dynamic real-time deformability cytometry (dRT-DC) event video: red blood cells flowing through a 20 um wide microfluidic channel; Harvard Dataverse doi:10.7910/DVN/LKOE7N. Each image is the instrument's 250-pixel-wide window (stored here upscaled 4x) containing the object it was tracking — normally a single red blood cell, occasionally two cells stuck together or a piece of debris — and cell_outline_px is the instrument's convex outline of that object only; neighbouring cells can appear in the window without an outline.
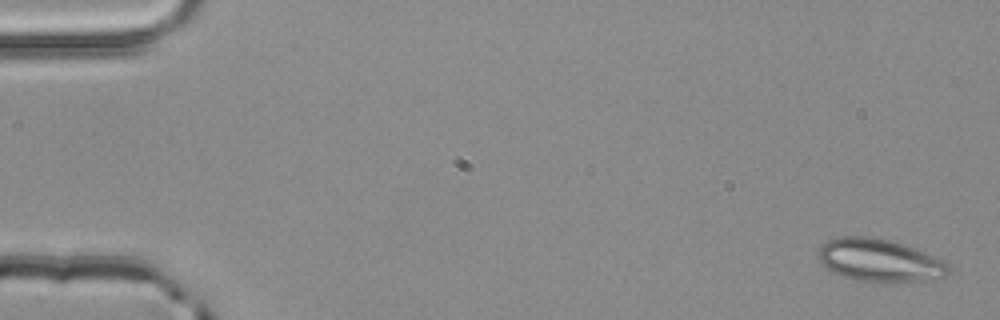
{"species": "common noctule bat (a hibernating species)", "species_latin": "Nyctalus noctula", "temperature_condition": "room temperature", "stored_images_in_passage": 4, "camera_frame_rate_fps": 3000, "um_per_image_px": 0.085, "animal": {"sex": "male", "body_mass_g": 20.4}, "frame": {"image": 1, "passage_image": 1, "time_ms": 0.0, "image_size_px": [1000, 320], "cell_outline_px": [[948, 272], [944, 276], [924, 284], [852, 280], [840, 276], [828, 268], [820, 260], [816, 252], [820, 244], [828, 240], [840, 236], [868, 236], [888, 240], [904, 244], [916, 248], [944, 260], [948, 264]], "centroid_in_image_um": [74.8, 22.16], "position_along_channel_um": 10.2, "area_um2": 33.23}}